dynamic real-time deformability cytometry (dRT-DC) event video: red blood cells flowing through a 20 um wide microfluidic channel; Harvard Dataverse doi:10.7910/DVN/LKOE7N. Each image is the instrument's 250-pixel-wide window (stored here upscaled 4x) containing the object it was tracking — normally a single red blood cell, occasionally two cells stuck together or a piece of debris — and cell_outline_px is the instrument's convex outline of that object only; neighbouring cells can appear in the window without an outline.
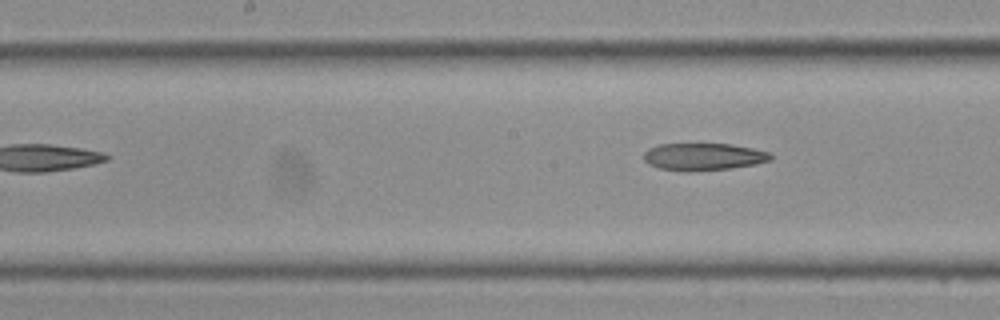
{"species": "Egyptian fruit bat (a non-hibernating species)", "species_latin": "Rousettus aegyptiacus", "temperature_condition": "cold", "stored_images_in_passage": 14, "camera_frame_rate_fps": 3000, "um_per_image_px": 0.085, "frame": {"image": 1, "passage_image": 14, "time_ms": 4.333, "image_size_px": [1000, 320], "cell_outline_px": [[772, 160], [756, 164], [732, 168], [692, 172], [684, 172], [660, 168], [648, 164], [644, 160], [644, 152], [648, 148], [656, 144], [732, 144], [772, 152]], "centroid_in_image_um": [59.8, 13.33], "position_along_channel_um": 188.4, "area_um2": 20.52}}